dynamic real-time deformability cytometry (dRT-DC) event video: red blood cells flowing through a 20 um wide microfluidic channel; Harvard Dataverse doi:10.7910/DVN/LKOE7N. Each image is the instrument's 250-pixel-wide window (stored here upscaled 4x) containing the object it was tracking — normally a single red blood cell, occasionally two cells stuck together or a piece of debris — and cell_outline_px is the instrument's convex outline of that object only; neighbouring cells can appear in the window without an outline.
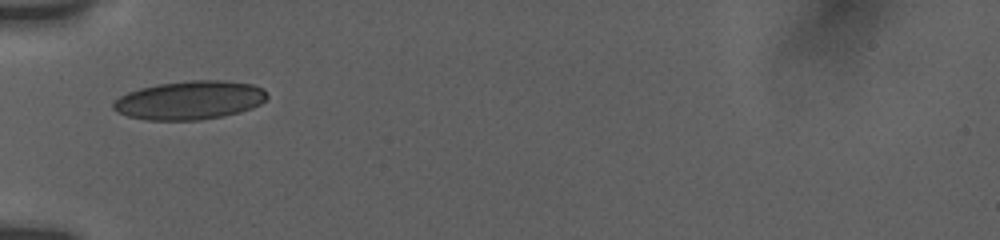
{"species": "human", "species_latin": "Homo sapiens", "temperature_condition": "room temperature", "stored_images_in_passage": 13, "camera_frame_rate_fps": 3000, "um_per_image_px": 0.085, "donor": {"sex": "female"}, "frame": {"image": 1, "passage_image": 1, "time_ms": 0.0, "image_size_px": [1000, 240], "cell_outline_px": [[268, 96], [260, 104], [252, 108], [224, 116], [200, 120], [148, 120], [128, 116], [112, 108], [112, 104], [120, 96], [128, 92], [140, 88], [156, 84], [188, 80], [224, 80], [252, 84], [264, 88]], "centroid_in_image_um": [16.14, 8.51], "position_along_channel_um": 68.9, "area_um2": 34.68}}
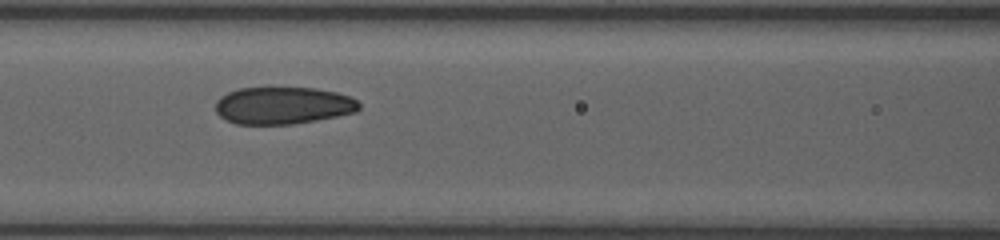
{"frame": {"image": 2, "passage_image": 6, "time_ms": 2.0, "image_size_px": [1000, 240], "cell_outline_px": [[360, 108], [356, 112], [316, 120], [292, 124], [236, 124], [220, 116], [216, 112], [216, 100], [220, 96], [228, 92], [240, 88], [316, 88], [336, 92], [348, 96], [356, 100], [360, 104]], "centroid_in_image_um": [24.05, 8.97], "position_along_channel_um": 142.6, "area_um2": 31.04}}
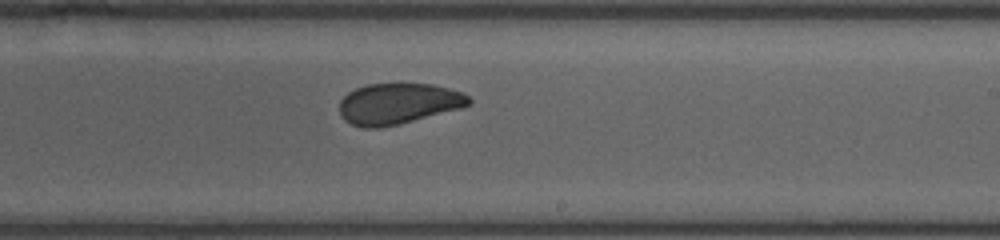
{"frame": {"image": 3, "passage_image": 13, "time_ms": 5.0, "image_size_px": [1000, 240], "cell_outline_px": [[472, 104], [460, 108], [380, 128], [364, 128], [352, 124], [344, 120], [340, 116], [340, 100], [348, 92], [356, 88], [368, 84], [432, 84], [464, 92], [472, 100]], "centroid_in_image_um": [33.84, 8.8], "position_along_channel_um": 255.2, "area_um2": 30.63}}